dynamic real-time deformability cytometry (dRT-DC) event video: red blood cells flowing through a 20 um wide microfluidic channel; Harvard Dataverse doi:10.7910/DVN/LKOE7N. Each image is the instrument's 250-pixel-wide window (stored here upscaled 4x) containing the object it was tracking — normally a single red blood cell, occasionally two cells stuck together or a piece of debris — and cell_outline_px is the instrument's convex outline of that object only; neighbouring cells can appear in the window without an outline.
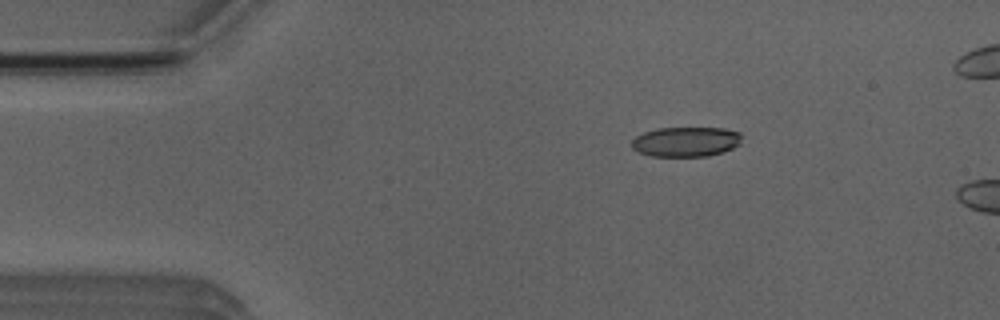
{"species": "Egyptian fruit bat (a non-hibernating species)", "species_latin": "Rousettus aegyptiacus", "temperature_condition": "room temperature", "stored_images_in_passage": 5, "camera_frame_rate_fps": 3000, "um_per_image_px": 0.085, "animal": {"sex": "male"}, "frame": {"image": 1, "passage_image": 3, "time_ms": 2.0, "image_size_px": [1000, 320], "cell_outline_px": [[740, 144], [724, 152], [708, 156], [652, 156], [636, 152], [632, 148], [632, 140], [636, 136], [644, 132], [660, 128], [724, 128], [740, 132]], "centroid_in_image_um": [58.29, 12.05], "position_along_channel_um": 26.7, "area_um2": 19.19}}